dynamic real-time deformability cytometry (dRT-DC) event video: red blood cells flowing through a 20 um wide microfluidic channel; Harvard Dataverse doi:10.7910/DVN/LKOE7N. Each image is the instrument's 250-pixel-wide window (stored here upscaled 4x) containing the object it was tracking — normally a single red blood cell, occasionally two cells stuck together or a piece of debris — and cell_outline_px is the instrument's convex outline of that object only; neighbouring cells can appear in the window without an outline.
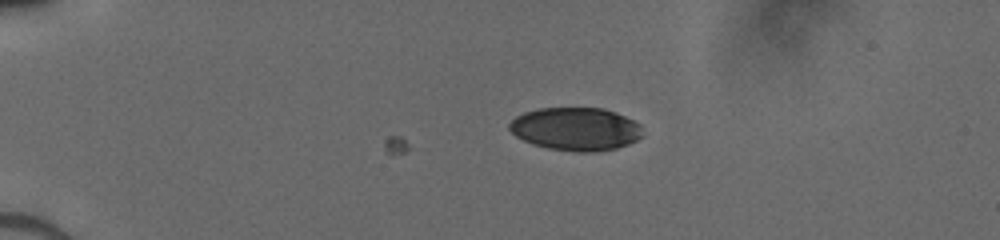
{"species": "human", "species_latin": "Homo sapiens", "temperature_condition": "cold", "stored_images_in_passage": 8, "camera_frame_rate_fps": 3000, "um_per_image_px": 0.085, "donor": {"sex": "male"}, "frame": {"image": 1, "passage_image": 8, "time_ms": 2.333, "image_size_px": [1000, 240], "cell_outline_px": [[644, 136], [628, 144], [616, 148], [592, 152], [576, 152], [548, 148], [532, 144], [516, 136], [508, 128], [508, 124], [516, 116], [524, 112], [540, 108], [604, 108], [616, 112], [640, 124]], "centroid_in_image_um": [48.94, 10.96], "position_along_channel_um": 36.1, "area_um2": 33.52}}